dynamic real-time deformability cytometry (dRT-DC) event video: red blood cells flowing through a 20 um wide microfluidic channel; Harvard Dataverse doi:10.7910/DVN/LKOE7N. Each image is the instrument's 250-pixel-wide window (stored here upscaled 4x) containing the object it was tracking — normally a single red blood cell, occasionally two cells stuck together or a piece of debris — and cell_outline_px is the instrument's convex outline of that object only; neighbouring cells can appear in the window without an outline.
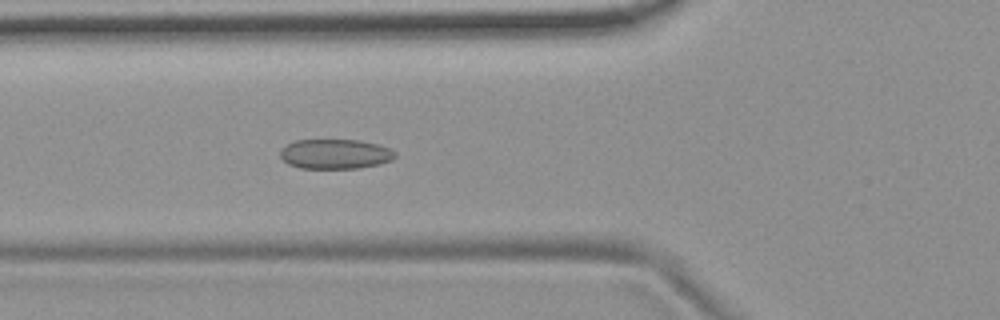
{"species": "common noctule bat (a hibernating species)", "species_latin": "Nyctalus noctula", "temperature_condition": "room temperature", "stored_images_in_passage": 54, "camera_frame_rate_fps": 3000, "um_per_image_px": 0.085, "animal": {"sex": "female", "body_mass_g": 19.9}, "frame": {"image": 1, "passage_image": 19, "time_ms": 6.0, "image_size_px": [1000, 320], "cell_outline_px": [[396, 156], [392, 160], [380, 164], [360, 168], [300, 168], [288, 164], [280, 156], [280, 152], [288, 144], [296, 140], [360, 140], [376, 144], [388, 148], [396, 152]], "centroid_in_image_um": [28.52, 13.09], "position_along_channel_um": 97.3, "area_um2": 19.83}}
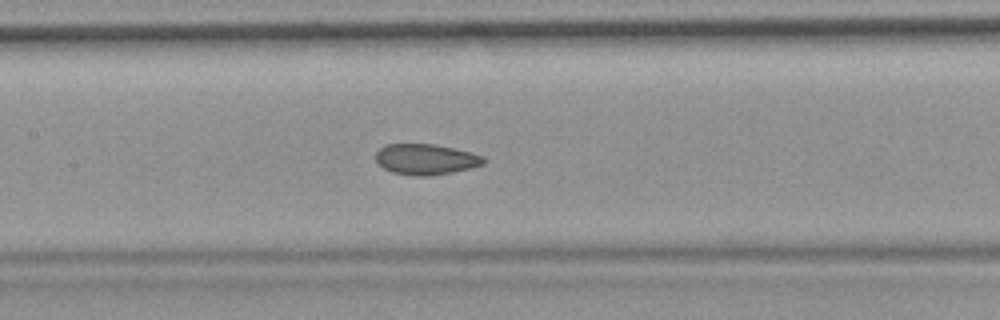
{"frame": {"image": 2, "passage_image": 25, "time_ms": 8.0, "image_size_px": [1000, 320], "cell_outline_px": [[488, 160], [484, 164], [472, 168], [452, 172], [428, 176], [416, 176], [392, 172], [384, 168], [376, 160], [376, 152], [384, 144], [432, 144], [472, 152], [484, 156]], "centroid_in_image_um": [36.23, 13.54], "position_along_channel_um": 171.2, "area_um2": 19.36}}
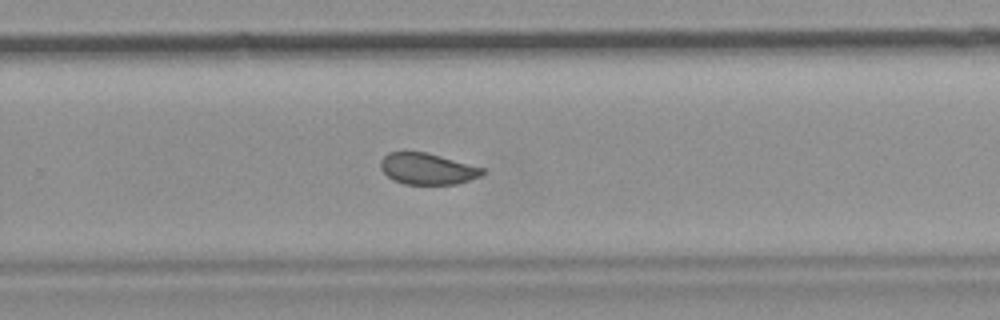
{"frame": {"image": 3, "passage_image": 35, "time_ms": 11.333, "image_size_px": [1000, 320], "cell_outline_px": [[484, 172], [480, 176], [456, 184], [404, 184], [392, 180], [380, 168], [380, 160], [388, 152], [424, 152], [440, 156], [484, 168]], "centroid_in_image_um": [36.29, 14.35], "position_along_channel_um": 293.5, "area_um2": 18.38}, "authors_computed_cell_mechanics": {"area_um2": 20.0277, "velocity_mm_per_s": 3.6788, "shape_relaxation_time_tau1_ms": null, "shape_relaxation_time_tau2_ms": 1.2423, "deformation_change_tau1": null, "deformation_change_tau2": 0.0704}}